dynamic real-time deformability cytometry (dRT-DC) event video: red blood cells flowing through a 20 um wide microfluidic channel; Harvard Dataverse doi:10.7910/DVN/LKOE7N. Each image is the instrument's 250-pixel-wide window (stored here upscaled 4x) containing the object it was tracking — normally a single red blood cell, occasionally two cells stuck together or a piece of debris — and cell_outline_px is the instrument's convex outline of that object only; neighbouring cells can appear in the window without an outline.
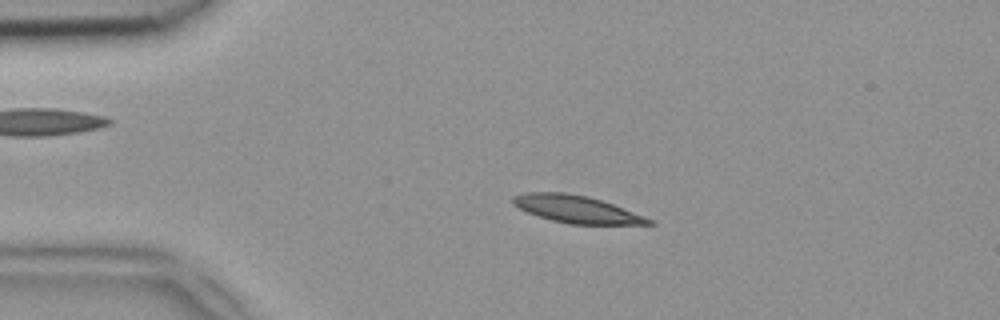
{"species": "common noctule bat (a hibernating species)", "species_latin": "Nyctalus noctula", "temperature_condition": "room temperature", "stored_images_in_passage": 49, "camera_frame_rate_fps": 3000, "um_per_image_px": 0.085, "animal": {"sex": "female", "body_mass_g": 18.4}, "frame": {"image": 1, "passage_image": 10, "time_ms": 3.0, "image_size_px": [1000, 320], "cell_outline_px": [[656, 224], [568, 224], [552, 220], [528, 212], [512, 204], [512, 196], [524, 192], [564, 192], [588, 196], [612, 204], [656, 220]], "centroid_in_image_um": [49.01, 17.78], "position_along_channel_um": 36.0, "area_um2": 21.56}}
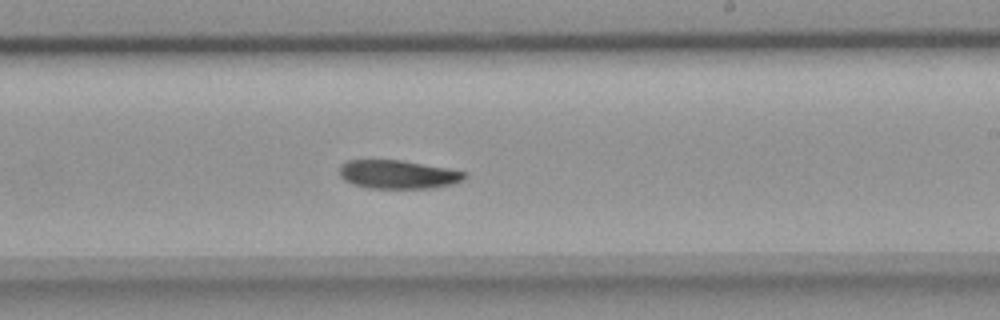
{"frame": {"image": 2, "passage_image": 29, "time_ms": 9.333, "image_size_px": [1000, 320], "cell_outline_px": [[468, 176], [464, 180], [452, 184], [432, 188], [368, 188], [352, 184], [344, 180], [340, 176], [340, 164], [348, 160], [400, 160], [448, 168], [464, 172]], "centroid_in_image_um": [33.82, 14.83], "position_along_channel_um": 255.2, "area_um2": 20.87}}
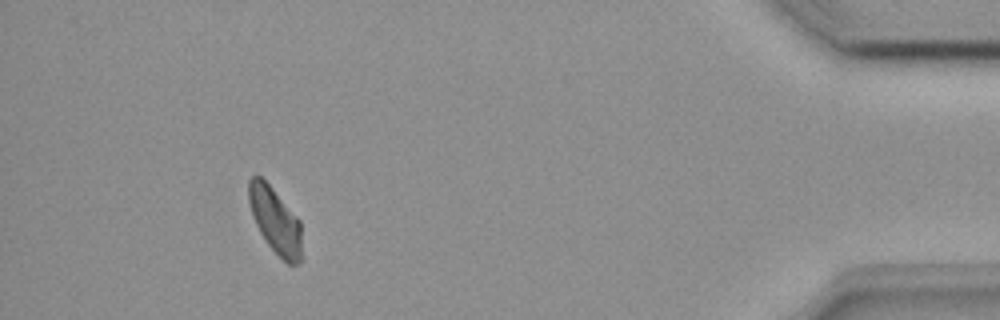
{"frame": {"image": 3, "passage_image": 45, "time_ms": 14.667, "image_size_px": [1000, 320], "cell_outline_px": [[300, 264], [288, 264], [268, 244], [260, 232], [252, 216], [248, 200], [248, 180], [252, 176], [260, 176], [272, 188], [300, 220]], "centroid_in_image_um": [23.36, 18.72], "position_along_channel_um": 411.8, "area_um2": 19.94}}